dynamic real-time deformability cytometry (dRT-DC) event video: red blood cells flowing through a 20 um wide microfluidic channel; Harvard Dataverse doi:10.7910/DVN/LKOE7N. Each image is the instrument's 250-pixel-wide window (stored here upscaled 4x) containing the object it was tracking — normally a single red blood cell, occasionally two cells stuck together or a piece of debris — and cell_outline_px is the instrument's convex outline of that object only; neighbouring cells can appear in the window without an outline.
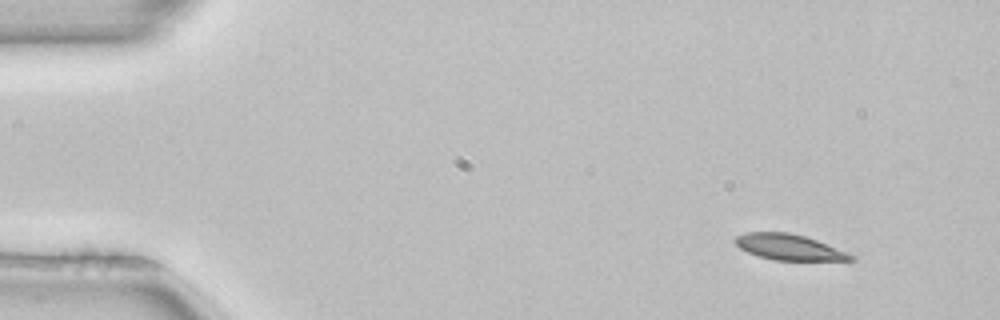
{"species": "common noctule bat (a hibernating species)", "species_latin": "Nyctalus noctula", "temperature_condition": "room temperature", "stored_images_in_passage": 48, "camera_frame_rate_fps": 3000, "um_per_image_px": 0.085, "animal": {"sex": "female", "body_mass_g": 22.7, "forearm_length_mm": 54.2}, "frame": {"image": 1, "passage_image": 1, "time_ms": 0.0, "image_size_px": [1000, 320], "cell_outline_px": [[856, 260], [772, 260], [748, 252], [740, 248], [732, 240], [736, 236], [744, 232], [788, 232], [804, 236], [816, 240], [848, 252], [856, 256]], "centroid_in_image_um": [67.06, 21.0], "position_along_channel_um": 17.9, "area_um2": 17.34}}
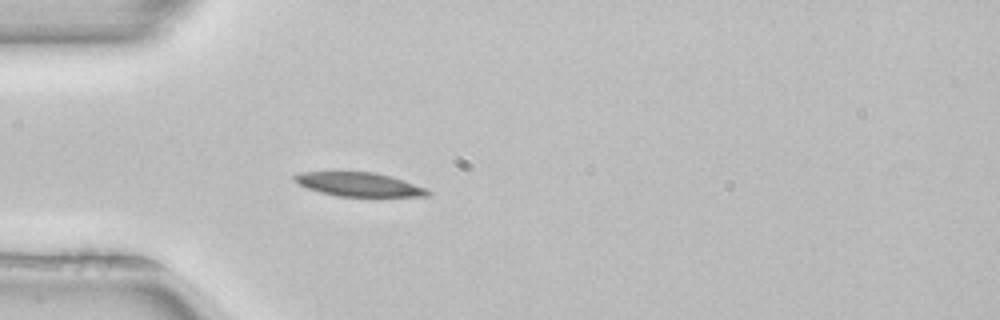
{"frame": {"image": 2, "passage_image": 11, "time_ms": 3.333, "image_size_px": [1000, 320], "cell_outline_px": [[432, 192], [428, 196], [336, 196], [320, 192], [308, 188], [292, 180], [292, 176], [300, 172], [376, 172], [392, 176], [428, 188]], "centroid_in_image_um": [30.54, 15.67], "position_along_channel_um": 54.5, "area_um2": 18.61}}
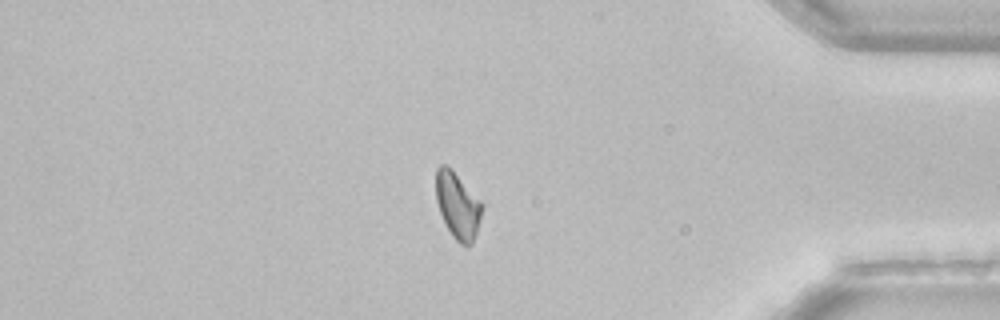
{"frame": {"image": 3, "passage_image": 40, "time_ms": 13.0, "image_size_px": [1000, 320], "cell_outline_px": [[480, 216], [476, 232], [472, 244], [468, 248], [460, 244], [452, 236], [440, 212], [436, 200], [436, 168], [440, 164], [444, 164], [452, 168], [480, 200]], "centroid_in_image_um": [38.87, 17.45], "position_along_channel_um": 396.3, "area_um2": 17.57}}